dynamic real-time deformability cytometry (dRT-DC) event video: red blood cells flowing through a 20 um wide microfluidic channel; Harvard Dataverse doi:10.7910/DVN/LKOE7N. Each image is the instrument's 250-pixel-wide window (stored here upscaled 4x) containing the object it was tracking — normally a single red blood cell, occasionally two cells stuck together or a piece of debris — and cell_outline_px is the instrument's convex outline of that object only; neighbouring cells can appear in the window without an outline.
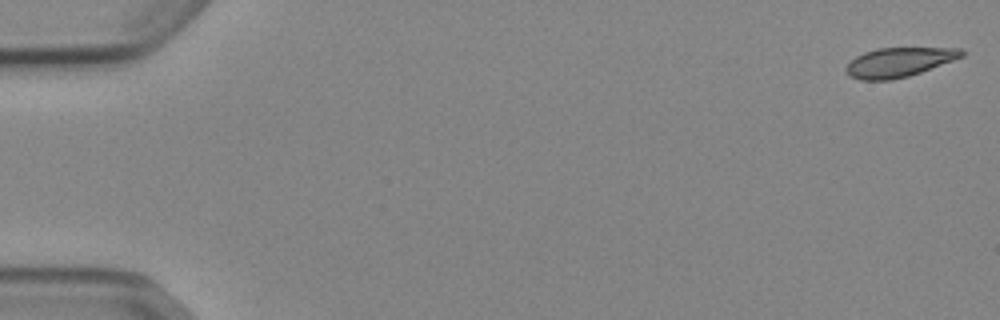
{"species": "Egyptian fruit bat (a non-hibernating species)", "species_latin": "Rousettus aegyptiacus", "temperature_condition": "cold", "stored_images_in_passage": 53, "camera_frame_rate_fps": 3000, "um_per_image_px": 0.085, "animal": {"sex": "female"}, "frame": {"image": 1, "passage_image": 1, "time_ms": 0.0, "image_size_px": [1000, 320], "cell_outline_px": [[964, 56], [920, 72], [908, 76], [892, 80], [860, 80], [844, 72], [844, 68], [856, 56], [864, 52], [876, 48], [960, 48], [964, 52]], "centroid_in_image_um": [76.38, 5.29], "position_along_channel_um": 8.6, "area_um2": 19.65}}
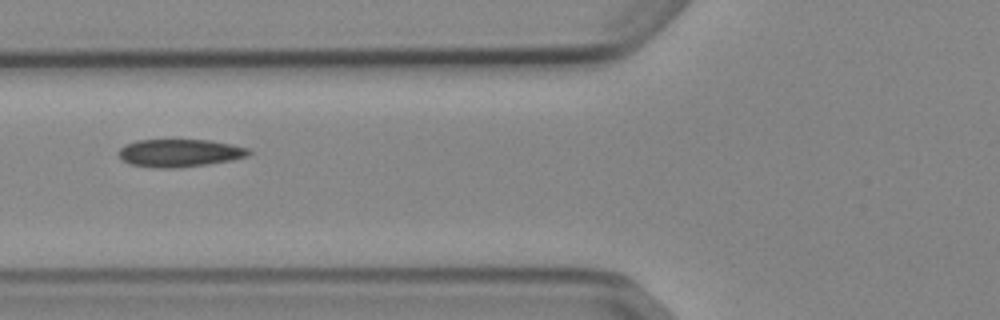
{"frame": {"image": 2, "passage_image": 21, "time_ms": 6.667, "image_size_px": [1000, 320], "cell_outline_px": [[252, 152], [248, 156], [232, 160], [208, 164], [176, 168], [156, 168], [132, 164], [124, 160], [120, 156], [120, 148], [124, 144], [136, 140], [208, 140], [232, 144], [248, 148]], "centroid_in_image_um": [15.3, 13.0], "position_along_channel_um": 110.5, "area_um2": 20.98}}
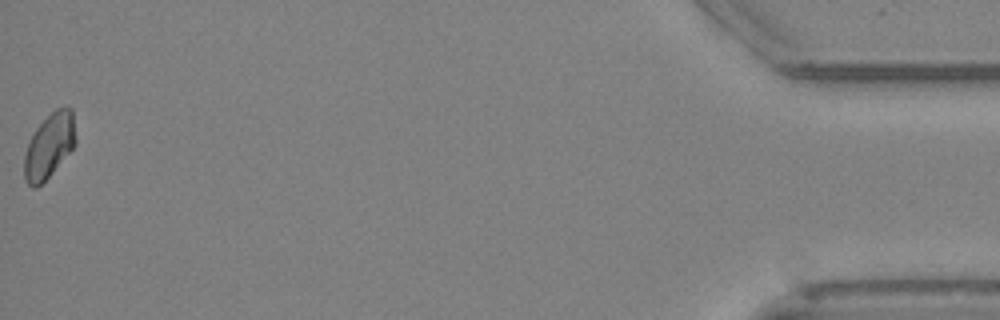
{"frame": {"image": 3, "passage_image": 53, "time_ms": 17.333, "image_size_px": [1000, 320], "cell_outline_px": [[76, 144], [52, 172], [36, 188], [32, 188], [24, 180], [24, 156], [28, 144], [36, 128], [56, 108], [72, 108], [76, 136]], "centroid_in_image_um": [4.19, 12.4], "position_along_channel_um": 431.0, "area_um2": 19.02}}